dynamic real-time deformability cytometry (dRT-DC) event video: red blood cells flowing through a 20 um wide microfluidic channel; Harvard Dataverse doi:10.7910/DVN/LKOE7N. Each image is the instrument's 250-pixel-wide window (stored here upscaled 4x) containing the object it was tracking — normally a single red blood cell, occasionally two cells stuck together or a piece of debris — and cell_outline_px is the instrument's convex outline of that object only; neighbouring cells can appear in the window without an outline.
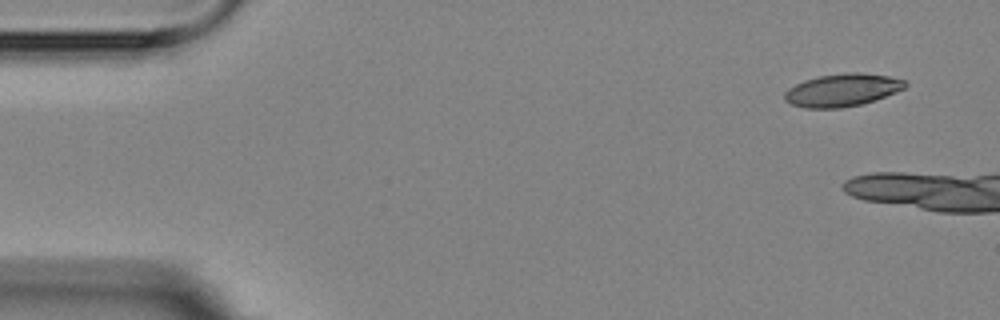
{"species": "Egyptian fruit bat (a non-hibernating species)", "species_latin": "Rousettus aegyptiacus", "temperature_condition": "room temperature", "stored_images_in_passage": 3, "camera_frame_rate_fps": 3000, "um_per_image_px": 0.085, "animal": {"sex": "female"}, "frame": {"image": 1, "passage_image": 1, "time_ms": 0.0, "image_size_px": [1000, 320], "cell_outline_px": [[908, 84], [904, 88], [884, 96], [860, 104], [840, 108], [804, 108], [792, 104], [784, 100], [784, 92], [788, 88], [804, 80], [820, 76], [848, 72], [860, 72], [888, 76], [904, 80]], "centroid_in_image_um": [71.55, 7.65], "position_along_channel_um": 13.5, "area_um2": 22.72}}